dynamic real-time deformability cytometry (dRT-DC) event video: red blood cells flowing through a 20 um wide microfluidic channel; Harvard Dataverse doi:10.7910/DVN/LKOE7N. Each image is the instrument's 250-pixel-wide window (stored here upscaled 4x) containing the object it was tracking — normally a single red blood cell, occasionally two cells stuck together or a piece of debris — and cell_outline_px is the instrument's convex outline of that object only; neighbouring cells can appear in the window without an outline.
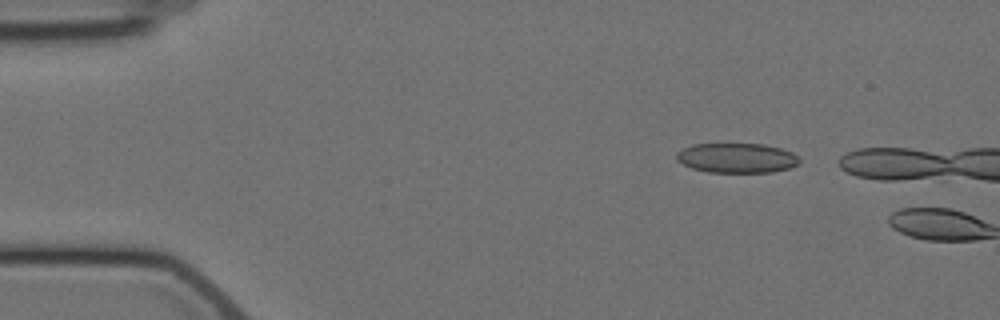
{"species": "Egyptian fruit bat (a non-hibernating species)", "species_latin": "Rousettus aegyptiacus", "temperature_condition": "cold", "stored_images_in_passage": 2, "camera_frame_rate_fps": 3000, "um_per_image_px": 0.085, "animal": {"sex": "female"}, "frame": {"image": 1, "passage_image": 1, "time_ms": 0.0, "image_size_px": [1000, 320], "cell_outline_px": [[800, 160], [796, 164], [788, 168], [772, 172], [708, 172], [692, 168], [676, 160], [676, 152], [692, 144], [764, 144], [780, 148], [792, 152]], "centroid_in_image_um": [62.59, 13.42], "position_along_channel_um": 22.4, "area_um2": 21.15}}